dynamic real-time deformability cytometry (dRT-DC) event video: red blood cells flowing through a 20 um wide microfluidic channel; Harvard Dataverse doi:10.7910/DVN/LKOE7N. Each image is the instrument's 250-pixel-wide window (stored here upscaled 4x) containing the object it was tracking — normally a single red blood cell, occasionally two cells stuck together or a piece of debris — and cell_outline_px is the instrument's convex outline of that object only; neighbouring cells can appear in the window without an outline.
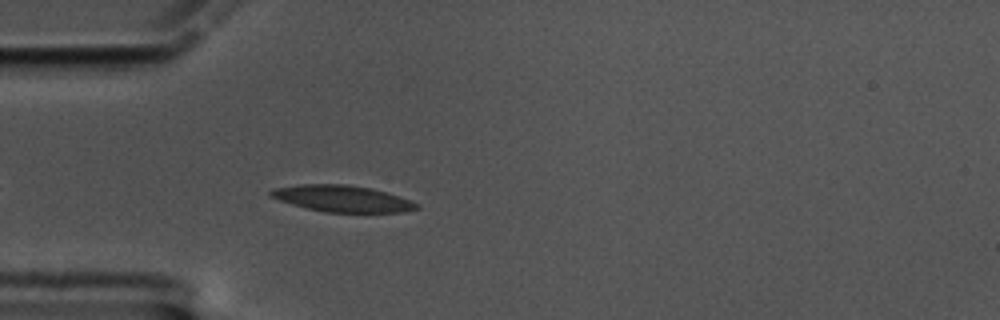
{"species": "common noctule bat (a hibernating species)", "species_latin": "Nyctalus noctula", "temperature_condition": "cold", "stored_images_in_passage": 47, "camera_frame_rate_fps": 3000, "um_per_image_px": 0.085, "animal": {"sex": "male", "body_mass_g": 17.5, "forearm_length_mm": 52.3}, "frame": {"image": 1, "passage_image": 5, "time_ms": 1.333, "image_size_px": [1000, 320], "cell_outline_px": [[420, 208], [404, 212], [324, 212], [292, 204], [268, 196], [268, 192], [276, 188], [300, 184], [348, 184], [372, 188], [420, 204]], "centroid_in_image_um": [29.08, 16.88], "position_along_channel_um": 55.9, "area_um2": 22.31}}
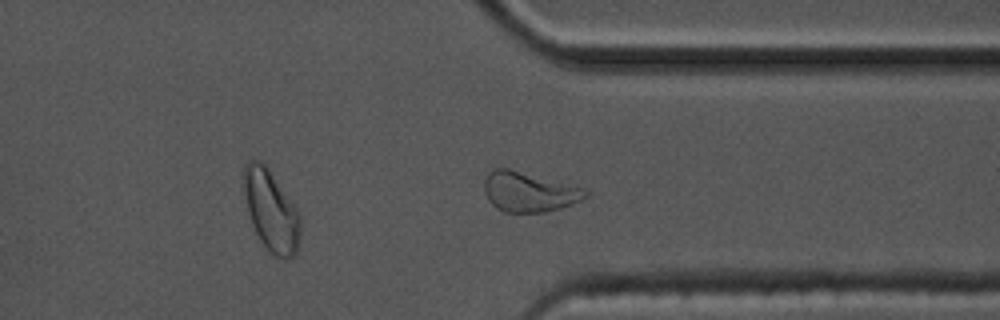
{"frame": {"image": 2, "passage_image": 33, "time_ms": 10.667, "image_size_px": [1000, 320], "cell_outline_px": [[588, 196], [572, 204], [548, 212], [504, 212], [496, 208], [488, 200], [484, 192], [484, 180], [488, 172], [492, 168], [508, 168], [584, 188], [588, 192]], "centroid_in_image_um": [44.93, 16.31], "position_along_channel_um": 366.5, "area_um2": 23.52}}
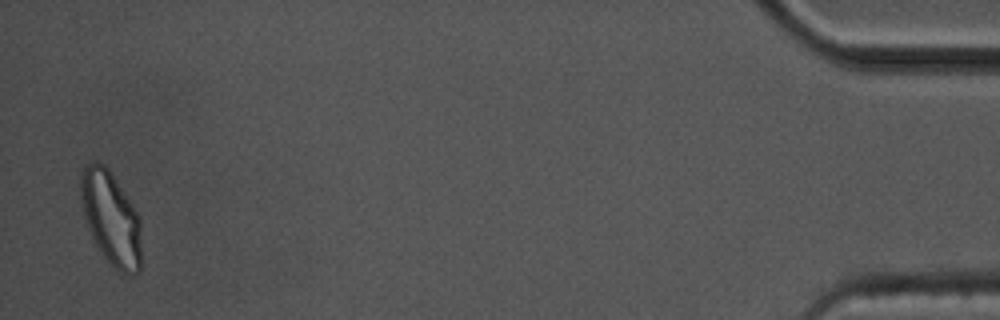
{"frame": {"image": 3, "passage_image": 46, "time_ms": 15.0, "image_size_px": [1000, 320], "cell_outline_px": [[140, 272], [132, 276], [128, 276], [112, 268], [108, 264], [92, 240], [84, 216], [80, 196], [80, 180], [84, 168], [88, 164], [96, 160], [104, 164], [108, 168], [132, 204], [140, 220]], "centroid_in_image_um": [9.42, 18.61], "position_along_channel_um": 425.8, "area_um2": 33.35}, "authors_computed_cell_mechanics": {"area_um2": 22.1374, "velocity_mm_per_s": 3.3899, "shape_relaxation_time_tau1_ms": 9.0504, "shape_relaxation_time_tau2_ms": 2.1322, "deformation_change_tau1": 0.2241, "deformation_change_tau2": 0.0805}}